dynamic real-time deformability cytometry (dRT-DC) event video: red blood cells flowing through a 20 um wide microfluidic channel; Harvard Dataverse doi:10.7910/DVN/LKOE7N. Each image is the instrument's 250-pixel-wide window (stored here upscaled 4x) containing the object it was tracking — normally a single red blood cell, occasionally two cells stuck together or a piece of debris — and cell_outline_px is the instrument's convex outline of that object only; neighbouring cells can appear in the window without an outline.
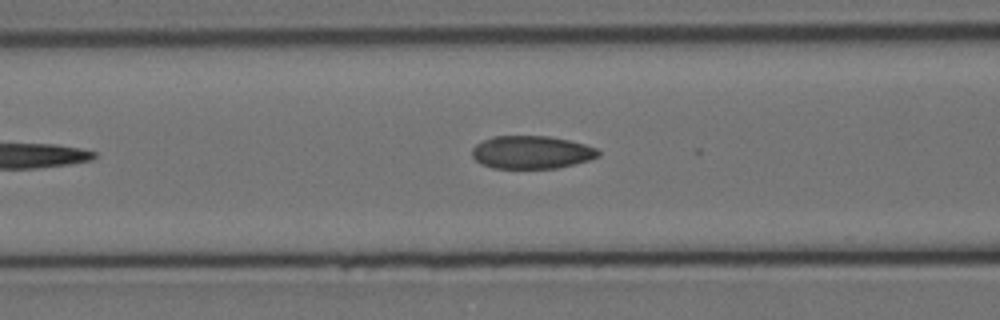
{"species": "Egyptian fruit bat (a non-hibernating species)", "species_latin": "Rousettus aegyptiacus", "temperature_condition": "cold", "stored_images_in_passage": 6, "camera_frame_rate_fps": 3000, "um_per_image_px": 0.085, "animal": {"sex": "female"}, "frame": {"image": 1, "passage_image": 6, "time_ms": 6.0, "image_size_px": [1000, 320], "cell_outline_px": [[600, 156], [588, 160], [556, 168], [492, 168], [480, 164], [472, 156], [472, 148], [476, 144], [492, 136], [548, 136], [568, 140], [584, 144], [596, 148], [600, 152]], "centroid_in_image_um": [45.15, 12.94], "position_along_channel_um": 121.4, "area_um2": 24.16}}